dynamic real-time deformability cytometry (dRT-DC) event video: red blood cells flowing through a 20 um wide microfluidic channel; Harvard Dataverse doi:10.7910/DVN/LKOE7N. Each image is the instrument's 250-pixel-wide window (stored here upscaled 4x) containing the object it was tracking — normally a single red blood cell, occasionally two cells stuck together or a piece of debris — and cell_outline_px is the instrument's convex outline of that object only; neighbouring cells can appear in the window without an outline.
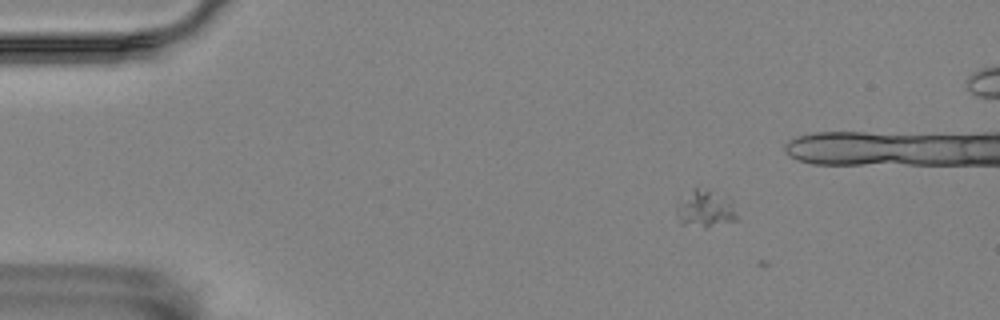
{"species": "Egyptian fruit bat (a non-hibernating species)", "species_latin": "Rousettus aegyptiacus", "temperature_condition": "room temperature", "stored_images_in_passage": 5, "camera_frame_rate_fps": 3000, "um_per_image_px": 0.085, "animal": {"sex": "female"}, "frame": {"image": 1, "passage_image": 2, "time_ms": 0.333, "image_size_px": [1000, 320], "cell_outline_px": [[736, 220], [704, 228], [680, 224], [676, 212], [676, 204], [696, 188], [732, 200], [736, 216]], "centroid_in_image_um": [59.91, 17.82], "position_along_channel_um": 25.1, "area_um2": 12.48}}